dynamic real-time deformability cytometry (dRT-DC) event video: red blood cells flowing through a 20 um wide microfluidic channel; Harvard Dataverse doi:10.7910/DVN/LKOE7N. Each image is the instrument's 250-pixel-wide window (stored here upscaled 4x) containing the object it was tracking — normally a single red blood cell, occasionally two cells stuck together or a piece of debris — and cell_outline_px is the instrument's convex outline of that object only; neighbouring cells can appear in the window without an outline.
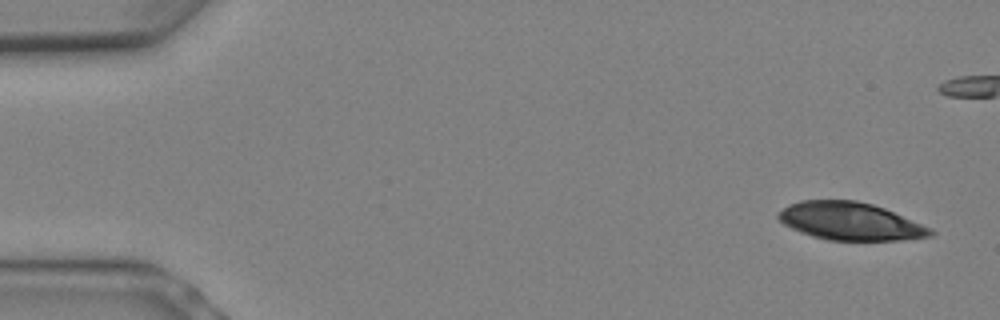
{"species": "Egyptian fruit bat (a non-hibernating species)", "species_latin": "Rousettus aegyptiacus", "temperature_condition": "warm", "stored_images_in_passage": 7, "segment_of_instrument_passage": [1, 2], "camera_frame_rate_fps": 3000, "um_per_image_px": 0.085, "animal": {"sex": "female"}, "frame": {"image": 1, "passage_image": 1, "time_ms": 0.0, "image_size_px": [1000, 320], "cell_outline_px": [[936, 232], [932, 236], [900, 240], [828, 240], [812, 236], [800, 232], [784, 224], [776, 216], [788, 204], [800, 200], [856, 200], [872, 204], [884, 208], [932, 228]], "centroid_in_image_um": [72.28, 18.8], "position_along_channel_um": 12.7, "area_um2": 33.41}}